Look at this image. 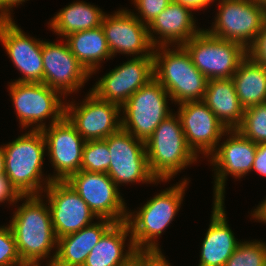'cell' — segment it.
Returning a JSON list of instances; mask_svg holds the SVG:
<instances>
[{
  "instance_id": "obj_1",
  "label": "cell",
  "mask_w": 266,
  "mask_h": 266,
  "mask_svg": "<svg viewBox=\"0 0 266 266\" xmlns=\"http://www.w3.org/2000/svg\"><path fill=\"white\" fill-rule=\"evenodd\" d=\"M24 203L15 211L10 222L21 260L27 266H40L49 258L58 239L52 225L49 207L40 195L24 196ZM56 246V247H55Z\"/></svg>"
},
{
  "instance_id": "obj_2",
  "label": "cell",
  "mask_w": 266,
  "mask_h": 266,
  "mask_svg": "<svg viewBox=\"0 0 266 266\" xmlns=\"http://www.w3.org/2000/svg\"><path fill=\"white\" fill-rule=\"evenodd\" d=\"M185 178L148 200L140 210L128 212L126 222L131 230V240L139 253L162 254L157 240L164 229L172 222L185 194L188 184Z\"/></svg>"
},
{
  "instance_id": "obj_3",
  "label": "cell",
  "mask_w": 266,
  "mask_h": 266,
  "mask_svg": "<svg viewBox=\"0 0 266 266\" xmlns=\"http://www.w3.org/2000/svg\"><path fill=\"white\" fill-rule=\"evenodd\" d=\"M168 47H154V78L175 103L203 100L208 79L195 67L183 45L175 50Z\"/></svg>"
},
{
  "instance_id": "obj_4",
  "label": "cell",
  "mask_w": 266,
  "mask_h": 266,
  "mask_svg": "<svg viewBox=\"0 0 266 266\" xmlns=\"http://www.w3.org/2000/svg\"><path fill=\"white\" fill-rule=\"evenodd\" d=\"M175 115V116H174ZM148 166L159 181H168L197 160L188 147L179 116L169 115L145 142Z\"/></svg>"
},
{
  "instance_id": "obj_5",
  "label": "cell",
  "mask_w": 266,
  "mask_h": 266,
  "mask_svg": "<svg viewBox=\"0 0 266 266\" xmlns=\"http://www.w3.org/2000/svg\"><path fill=\"white\" fill-rule=\"evenodd\" d=\"M5 175L22 196L40 195L46 141L41 130H30L2 146Z\"/></svg>"
},
{
  "instance_id": "obj_6",
  "label": "cell",
  "mask_w": 266,
  "mask_h": 266,
  "mask_svg": "<svg viewBox=\"0 0 266 266\" xmlns=\"http://www.w3.org/2000/svg\"><path fill=\"white\" fill-rule=\"evenodd\" d=\"M167 100H171L169 93L153 78L121 106L122 129L146 142L159 124L173 114Z\"/></svg>"
},
{
  "instance_id": "obj_7",
  "label": "cell",
  "mask_w": 266,
  "mask_h": 266,
  "mask_svg": "<svg viewBox=\"0 0 266 266\" xmlns=\"http://www.w3.org/2000/svg\"><path fill=\"white\" fill-rule=\"evenodd\" d=\"M218 7L214 25L205 31L247 49L266 22V6L255 0H219Z\"/></svg>"
},
{
  "instance_id": "obj_8",
  "label": "cell",
  "mask_w": 266,
  "mask_h": 266,
  "mask_svg": "<svg viewBox=\"0 0 266 266\" xmlns=\"http://www.w3.org/2000/svg\"><path fill=\"white\" fill-rule=\"evenodd\" d=\"M195 67L208 79L232 78L247 56L239 43L208 34L204 29L183 45Z\"/></svg>"
},
{
  "instance_id": "obj_9",
  "label": "cell",
  "mask_w": 266,
  "mask_h": 266,
  "mask_svg": "<svg viewBox=\"0 0 266 266\" xmlns=\"http://www.w3.org/2000/svg\"><path fill=\"white\" fill-rule=\"evenodd\" d=\"M9 91L23 129L38 124L33 130H42L45 118L51 116V125L65 117V104L59 98L62 94L44 83L11 82Z\"/></svg>"
},
{
  "instance_id": "obj_10",
  "label": "cell",
  "mask_w": 266,
  "mask_h": 266,
  "mask_svg": "<svg viewBox=\"0 0 266 266\" xmlns=\"http://www.w3.org/2000/svg\"><path fill=\"white\" fill-rule=\"evenodd\" d=\"M66 181L87 203L97 219H108L114 223L127 220L128 211L124 199L107 173L80 170Z\"/></svg>"
},
{
  "instance_id": "obj_11",
  "label": "cell",
  "mask_w": 266,
  "mask_h": 266,
  "mask_svg": "<svg viewBox=\"0 0 266 266\" xmlns=\"http://www.w3.org/2000/svg\"><path fill=\"white\" fill-rule=\"evenodd\" d=\"M104 141L111 155L107 174L117 187L129 182L157 183L149 170L145 142L122 128Z\"/></svg>"
},
{
  "instance_id": "obj_12",
  "label": "cell",
  "mask_w": 266,
  "mask_h": 266,
  "mask_svg": "<svg viewBox=\"0 0 266 266\" xmlns=\"http://www.w3.org/2000/svg\"><path fill=\"white\" fill-rule=\"evenodd\" d=\"M85 98L80 106L65 103V117L85 141L104 140L122 128L120 105L104 101L92 91Z\"/></svg>"
},
{
  "instance_id": "obj_13",
  "label": "cell",
  "mask_w": 266,
  "mask_h": 266,
  "mask_svg": "<svg viewBox=\"0 0 266 266\" xmlns=\"http://www.w3.org/2000/svg\"><path fill=\"white\" fill-rule=\"evenodd\" d=\"M41 131L45 137L51 164L57 172L51 177L50 175L46 177L45 187L54 180L66 181L72 174L81 170L86 141L66 117Z\"/></svg>"
},
{
  "instance_id": "obj_14",
  "label": "cell",
  "mask_w": 266,
  "mask_h": 266,
  "mask_svg": "<svg viewBox=\"0 0 266 266\" xmlns=\"http://www.w3.org/2000/svg\"><path fill=\"white\" fill-rule=\"evenodd\" d=\"M45 191L57 239L93 224L95 214L67 181H51Z\"/></svg>"
},
{
  "instance_id": "obj_15",
  "label": "cell",
  "mask_w": 266,
  "mask_h": 266,
  "mask_svg": "<svg viewBox=\"0 0 266 266\" xmlns=\"http://www.w3.org/2000/svg\"><path fill=\"white\" fill-rule=\"evenodd\" d=\"M153 78V56L134 57L100 78L91 91L104 101L122 106Z\"/></svg>"
},
{
  "instance_id": "obj_16",
  "label": "cell",
  "mask_w": 266,
  "mask_h": 266,
  "mask_svg": "<svg viewBox=\"0 0 266 266\" xmlns=\"http://www.w3.org/2000/svg\"><path fill=\"white\" fill-rule=\"evenodd\" d=\"M229 139L224 141L210 155L215 166L214 200H224L227 175L241 178L251 170L257 149V143L244 137L237 129L227 130ZM212 156V157H211Z\"/></svg>"
},
{
  "instance_id": "obj_17",
  "label": "cell",
  "mask_w": 266,
  "mask_h": 266,
  "mask_svg": "<svg viewBox=\"0 0 266 266\" xmlns=\"http://www.w3.org/2000/svg\"><path fill=\"white\" fill-rule=\"evenodd\" d=\"M101 27L112 57L117 53L132 56L135 54L134 57L153 56L154 46L149 37L148 26L134 12L121 9L110 16L105 14Z\"/></svg>"
},
{
  "instance_id": "obj_18",
  "label": "cell",
  "mask_w": 266,
  "mask_h": 266,
  "mask_svg": "<svg viewBox=\"0 0 266 266\" xmlns=\"http://www.w3.org/2000/svg\"><path fill=\"white\" fill-rule=\"evenodd\" d=\"M178 115L188 147L195 153L211 155L227 129L208 106L201 101L179 104Z\"/></svg>"
},
{
  "instance_id": "obj_19",
  "label": "cell",
  "mask_w": 266,
  "mask_h": 266,
  "mask_svg": "<svg viewBox=\"0 0 266 266\" xmlns=\"http://www.w3.org/2000/svg\"><path fill=\"white\" fill-rule=\"evenodd\" d=\"M42 59L43 83L65 96L77 92L91 75L73 55L67 42L43 41Z\"/></svg>"
},
{
  "instance_id": "obj_20",
  "label": "cell",
  "mask_w": 266,
  "mask_h": 266,
  "mask_svg": "<svg viewBox=\"0 0 266 266\" xmlns=\"http://www.w3.org/2000/svg\"><path fill=\"white\" fill-rule=\"evenodd\" d=\"M0 41L22 73L15 82L43 83V40L27 36L14 21H0Z\"/></svg>"
},
{
  "instance_id": "obj_21",
  "label": "cell",
  "mask_w": 266,
  "mask_h": 266,
  "mask_svg": "<svg viewBox=\"0 0 266 266\" xmlns=\"http://www.w3.org/2000/svg\"><path fill=\"white\" fill-rule=\"evenodd\" d=\"M192 9L173 0L149 25L148 33L154 47L184 45L202 30L196 29ZM153 33L158 34V40ZM175 43V44H174Z\"/></svg>"
},
{
  "instance_id": "obj_22",
  "label": "cell",
  "mask_w": 266,
  "mask_h": 266,
  "mask_svg": "<svg viewBox=\"0 0 266 266\" xmlns=\"http://www.w3.org/2000/svg\"><path fill=\"white\" fill-rule=\"evenodd\" d=\"M211 221L202 242L198 266H225L240 244L226 221L223 200H214Z\"/></svg>"
},
{
  "instance_id": "obj_23",
  "label": "cell",
  "mask_w": 266,
  "mask_h": 266,
  "mask_svg": "<svg viewBox=\"0 0 266 266\" xmlns=\"http://www.w3.org/2000/svg\"><path fill=\"white\" fill-rule=\"evenodd\" d=\"M114 224L108 219H100L81 230L58 239L57 250L47 263L48 266H83L90 251L102 235Z\"/></svg>"
},
{
  "instance_id": "obj_24",
  "label": "cell",
  "mask_w": 266,
  "mask_h": 266,
  "mask_svg": "<svg viewBox=\"0 0 266 266\" xmlns=\"http://www.w3.org/2000/svg\"><path fill=\"white\" fill-rule=\"evenodd\" d=\"M129 234L131 236V230L126 221L114 223L92 248L83 266H127L140 254L131 237L128 251L124 252L125 240Z\"/></svg>"
},
{
  "instance_id": "obj_25",
  "label": "cell",
  "mask_w": 266,
  "mask_h": 266,
  "mask_svg": "<svg viewBox=\"0 0 266 266\" xmlns=\"http://www.w3.org/2000/svg\"><path fill=\"white\" fill-rule=\"evenodd\" d=\"M202 101L227 130L237 129L242 123L244 108L231 78L208 80Z\"/></svg>"
},
{
  "instance_id": "obj_26",
  "label": "cell",
  "mask_w": 266,
  "mask_h": 266,
  "mask_svg": "<svg viewBox=\"0 0 266 266\" xmlns=\"http://www.w3.org/2000/svg\"><path fill=\"white\" fill-rule=\"evenodd\" d=\"M65 41L76 59L91 75L98 70L101 61L112 57L101 26L72 33L65 37Z\"/></svg>"
},
{
  "instance_id": "obj_27",
  "label": "cell",
  "mask_w": 266,
  "mask_h": 266,
  "mask_svg": "<svg viewBox=\"0 0 266 266\" xmlns=\"http://www.w3.org/2000/svg\"><path fill=\"white\" fill-rule=\"evenodd\" d=\"M241 106L246 109L266 103V68L246 56L232 76Z\"/></svg>"
},
{
  "instance_id": "obj_28",
  "label": "cell",
  "mask_w": 266,
  "mask_h": 266,
  "mask_svg": "<svg viewBox=\"0 0 266 266\" xmlns=\"http://www.w3.org/2000/svg\"><path fill=\"white\" fill-rule=\"evenodd\" d=\"M105 12L85 2H73L61 9L50 21L57 35L66 37L72 33L95 29L101 26Z\"/></svg>"
},
{
  "instance_id": "obj_29",
  "label": "cell",
  "mask_w": 266,
  "mask_h": 266,
  "mask_svg": "<svg viewBox=\"0 0 266 266\" xmlns=\"http://www.w3.org/2000/svg\"><path fill=\"white\" fill-rule=\"evenodd\" d=\"M237 130L254 143H266V103L244 109L243 120Z\"/></svg>"
},
{
  "instance_id": "obj_30",
  "label": "cell",
  "mask_w": 266,
  "mask_h": 266,
  "mask_svg": "<svg viewBox=\"0 0 266 266\" xmlns=\"http://www.w3.org/2000/svg\"><path fill=\"white\" fill-rule=\"evenodd\" d=\"M111 155L104 140L86 141L83 147L81 170L107 173Z\"/></svg>"
},
{
  "instance_id": "obj_31",
  "label": "cell",
  "mask_w": 266,
  "mask_h": 266,
  "mask_svg": "<svg viewBox=\"0 0 266 266\" xmlns=\"http://www.w3.org/2000/svg\"><path fill=\"white\" fill-rule=\"evenodd\" d=\"M225 266H266V243L240 241Z\"/></svg>"
},
{
  "instance_id": "obj_32",
  "label": "cell",
  "mask_w": 266,
  "mask_h": 266,
  "mask_svg": "<svg viewBox=\"0 0 266 266\" xmlns=\"http://www.w3.org/2000/svg\"><path fill=\"white\" fill-rule=\"evenodd\" d=\"M0 266H27L20 258L10 225L0 226Z\"/></svg>"
},
{
  "instance_id": "obj_33",
  "label": "cell",
  "mask_w": 266,
  "mask_h": 266,
  "mask_svg": "<svg viewBox=\"0 0 266 266\" xmlns=\"http://www.w3.org/2000/svg\"><path fill=\"white\" fill-rule=\"evenodd\" d=\"M137 7L136 16L143 24L149 25L173 0H133ZM141 17V18H140Z\"/></svg>"
},
{
  "instance_id": "obj_34",
  "label": "cell",
  "mask_w": 266,
  "mask_h": 266,
  "mask_svg": "<svg viewBox=\"0 0 266 266\" xmlns=\"http://www.w3.org/2000/svg\"><path fill=\"white\" fill-rule=\"evenodd\" d=\"M246 52L251 60L266 68V22Z\"/></svg>"
},
{
  "instance_id": "obj_35",
  "label": "cell",
  "mask_w": 266,
  "mask_h": 266,
  "mask_svg": "<svg viewBox=\"0 0 266 266\" xmlns=\"http://www.w3.org/2000/svg\"><path fill=\"white\" fill-rule=\"evenodd\" d=\"M18 190L12 185L11 181L5 174L0 175V202L9 201L10 204L17 203L18 200H23Z\"/></svg>"
},
{
  "instance_id": "obj_36",
  "label": "cell",
  "mask_w": 266,
  "mask_h": 266,
  "mask_svg": "<svg viewBox=\"0 0 266 266\" xmlns=\"http://www.w3.org/2000/svg\"><path fill=\"white\" fill-rule=\"evenodd\" d=\"M259 174L266 176V143L257 144L253 167Z\"/></svg>"
},
{
  "instance_id": "obj_37",
  "label": "cell",
  "mask_w": 266,
  "mask_h": 266,
  "mask_svg": "<svg viewBox=\"0 0 266 266\" xmlns=\"http://www.w3.org/2000/svg\"><path fill=\"white\" fill-rule=\"evenodd\" d=\"M25 0H0V21H10L11 18V8L22 4Z\"/></svg>"
},
{
  "instance_id": "obj_38",
  "label": "cell",
  "mask_w": 266,
  "mask_h": 266,
  "mask_svg": "<svg viewBox=\"0 0 266 266\" xmlns=\"http://www.w3.org/2000/svg\"><path fill=\"white\" fill-rule=\"evenodd\" d=\"M177 3L189 7L192 10H200L207 7L214 0H175Z\"/></svg>"
},
{
  "instance_id": "obj_39",
  "label": "cell",
  "mask_w": 266,
  "mask_h": 266,
  "mask_svg": "<svg viewBox=\"0 0 266 266\" xmlns=\"http://www.w3.org/2000/svg\"><path fill=\"white\" fill-rule=\"evenodd\" d=\"M252 216L260 222L266 223V200L262 201L256 209H254Z\"/></svg>"
},
{
  "instance_id": "obj_40",
  "label": "cell",
  "mask_w": 266,
  "mask_h": 266,
  "mask_svg": "<svg viewBox=\"0 0 266 266\" xmlns=\"http://www.w3.org/2000/svg\"><path fill=\"white\" fill-rule=\"evenodd\" d=\"M149 266H170L163 254H149Z\"/></svg>"
},
{
  "instance_id": "obj_41",
  "label": "cell",
  "mask_w": 266,
  "mask_h": 266,
  "mask_svg": "<svg viewBox=\"0 0 266 266\" xmlns=\"http://www.w3.org/2000/svg\"><path fill=\"white\" fill-rule=\"evenodd\" d=\"M127 266H149V254L140 253Z\"/></svg>"
},
{
  "instance_id": "obj_42",
  "label": "cell",
  "mask_w": 266,
  "mask_h": 266,
  "mask_svg": "<svg viewBox=\"0 0 266 266\" xmlns=\"http://www.w3.org/2000/svg\"><path fill=\"white\" fill-rule=\"evenodd\" d=\"M5 174V158H4V150L2 146L0 147V175Z\"/></svg>"
},
{
  "instance_id": "obj_43",
  "label": "cell",
  "mask_w": 266,
  "mask_h": 266,
  "mask_svg": "<svg viewBox=\"0 0 266 266\" xmlns=\"http://www.w3.org/2000/svg\"><path fill=\"white\" fill-rule=\"evenodd\" d=\"M255 1L266 6V0H255Z\"/></svg>"
}]
</instances>
